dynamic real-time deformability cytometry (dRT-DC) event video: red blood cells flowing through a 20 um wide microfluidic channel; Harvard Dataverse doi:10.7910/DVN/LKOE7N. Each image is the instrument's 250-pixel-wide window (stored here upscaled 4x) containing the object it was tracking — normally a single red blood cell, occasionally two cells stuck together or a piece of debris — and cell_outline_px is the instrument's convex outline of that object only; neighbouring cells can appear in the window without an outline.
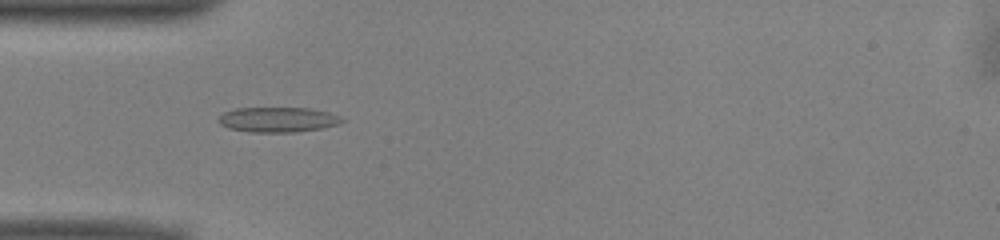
{"species": "common noctule bat (a hibernating species)", "species_latin": "Nyctalus noctula", "temperature_condition": "warm", "stored_images_in_passage": 51, "camera_frame_rate_fps": 3000, "um_per_image_px": 0.085, "animal": {"sex": "male", "body_mass_g": 13.0, "forearm_length_mm": 53.1}, "frame": {"image": 1, "passage_image": 15, "time_ms": 4.667, "image_size_px": [1000, 240], "cell_outline_px": [[344, 120], [336, 124], [320, 128], [296, 132], [248, 132], [228, 128], [220, 124], [216, 120], [224, 112], [236, 108], [308, 108], [328, 112], [340, 116]], "centroid_in_image_um": [23.56, 10.17], "position_along_channel_um": 61.4, "area_um2": 17.92}}
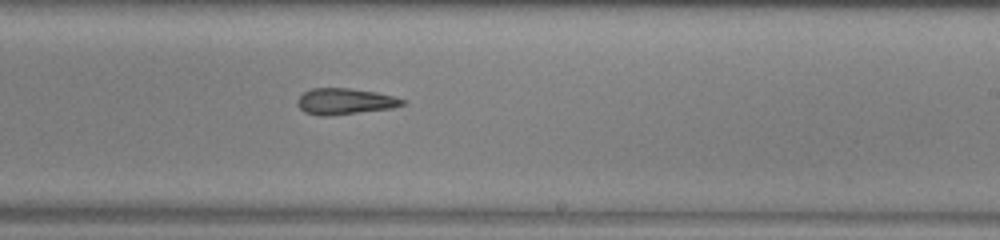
{"frame": {"image": 2, "passage_image": 30, "time_ms": 9.667, "image_size_px": [1000, 240], "cell_outline_px": [[404, 104], [392, 108], [328, 116], [320, 116], [304, 112], [300, 108], [300, 96], [304, 92], [312, 88], [348, 88], [376, 92], [392, 96], [404, 100]], "centroid_in_image_um": [29.32, 8.62], "position_along_channel_um": 259.7, "area_um2": 15.66}}
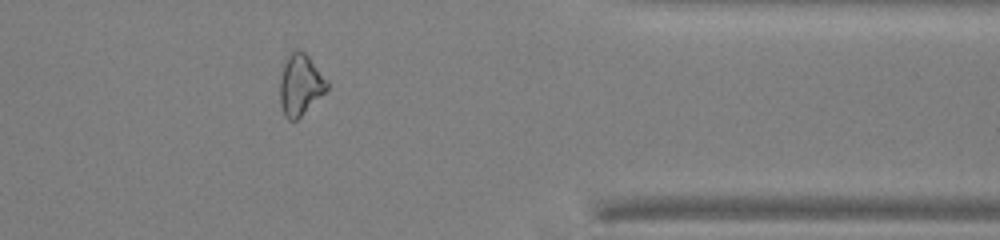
{"frame": {"image": 3, "passage_image": 41, "time_ms": 13.333, "image_size_px": [1000, 240], "cell_outline_px": [[328, 88], [296, 120], [288, 120], [284, 116], [280, 104], [280, 80], [284, 64], [288, 52], [292, 48], [296, 48], [304, 52], [308, 56], [328, 80]], "centroid_in_image_um": [25.5, 7.16], "position_along_channel_um": 385.9, "area_um2": 16.7}, "authors_computed_cell_mechanics": {"area_um2": 17.2822, "velocity_mm_per_s": 3.9952, "shape_relaxation_time_tau1_ms": null, "shape_relaxation_time_tau2_ms": 5.6213, "deformation_change_tau1": null, "deformation_change_tau2": 0.1357}}